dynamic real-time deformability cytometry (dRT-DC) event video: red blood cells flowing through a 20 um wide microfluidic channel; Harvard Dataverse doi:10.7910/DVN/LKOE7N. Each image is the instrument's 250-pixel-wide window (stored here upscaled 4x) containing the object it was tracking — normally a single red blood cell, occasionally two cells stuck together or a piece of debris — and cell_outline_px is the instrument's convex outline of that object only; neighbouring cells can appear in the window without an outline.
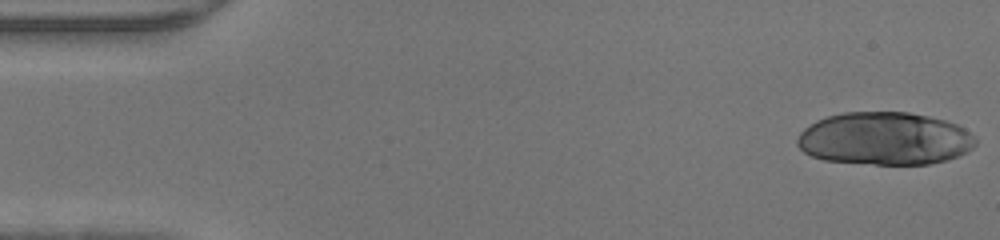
{"species": "human", "species_latin": "Homo sapiens", "temperature_condition": "warm", "stored_images_in_passage": 13, "camera_frame_rate_fps": 3000, "um_per_image_px": 0.085, "donor": {"sex": "male"}, "frame": {"image": 1, "passage_image": 1, "time_ms": 0.0, "image_size_px": [1000, 240], "cell_outline_px": [[976, 144], [972, 148], [956, 156], [944, 160], [928, 164], [876, 164], [824, 160], [812, 156], [804, 152], [796, 144], [796, 140], [800, 132], [804, 128], [816, 120], [828, 116], [844, 112], [908, 112], [928, 116], [944, 120], [956, 124], [964, 128], [976, 140]], "centroid_in_image_um": [75.16, 11.77], "position_along_channel_um": 9.8, "area_um2": 54.62}}
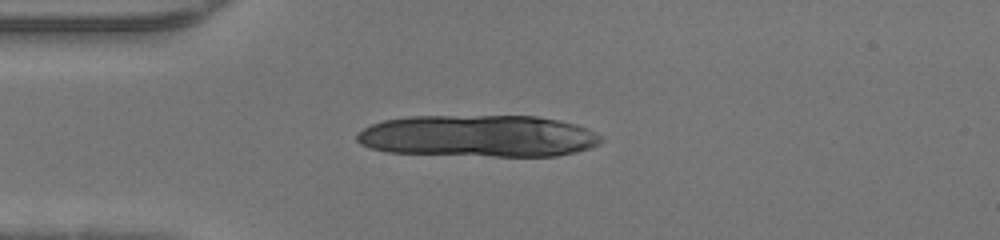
{"frame": {"image": 2, "passage_image": 11, "time_ms": 3.333, "image_size_px": [1000, 240], "cell_outline_px": [[604, 140], [600, 144], [576, 152], [556, 156], [496, 156], [388, 152], [372, 148], [360, 144], [356, 140], [356, 136], [364, 128], [372, 124], [384, 120], [408, 116], [536, 116], [560, 120], [576, 124], [588, 128], [596, 132]], "centroid_in_image_um": [40.7, 11.55], "position_along_channel_um": 44.3, "area_um2": 59.82}}